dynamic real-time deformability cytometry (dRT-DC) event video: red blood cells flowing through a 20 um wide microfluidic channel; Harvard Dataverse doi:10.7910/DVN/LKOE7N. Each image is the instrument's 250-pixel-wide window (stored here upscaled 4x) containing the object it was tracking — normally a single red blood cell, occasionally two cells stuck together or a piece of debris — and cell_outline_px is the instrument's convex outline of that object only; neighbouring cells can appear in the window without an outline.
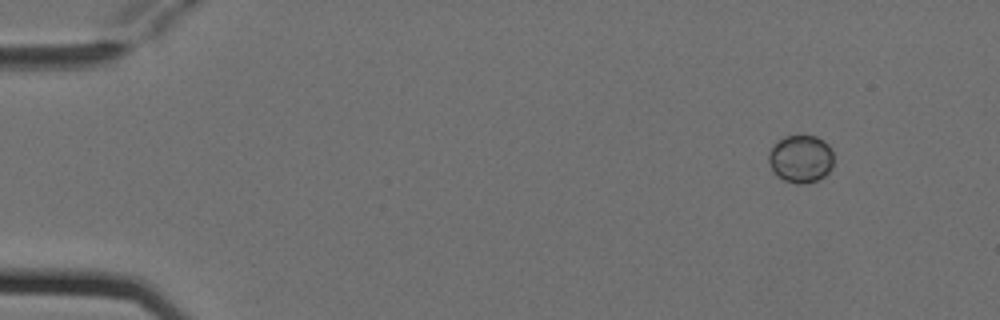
{"species": "Egyptian fruit bat (a non-hibernating species)", "species_latin": "Rousettus aegyptiacus", "temperature_condition": "cold", "stored_images_in_passage": 4, "camera_frame_rate_fps": 3000, "um_per_image_px": 0.085, "animal": {"sex": "female"}, "frame": {"image": 1, "passage_image": 1, "time_ms": 0.0, "image_size_px": [1000, 320], "cell_outline_px": [[832, 168], [824, 176], [816, 180], [804, 184], [796, 184], [784, 180], [772, 168], [768, 160], [768, 152], [784, 136], [816, 136], [824, 140], [828, 144], [832, 152]], "centroid_in_image_um": [68.09, 13.5], "position_along_channel_um": 16.9, "area_um2": 17.8}}
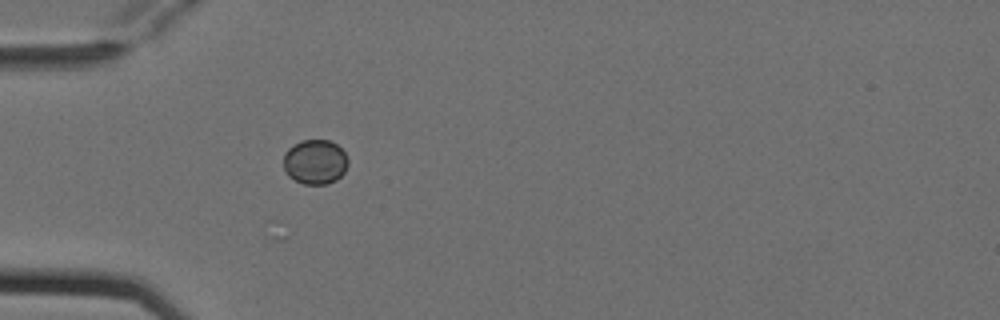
{"frame": {"image": 2, "passage_image": 4, "time_ms": 1.0, "image_size_px": [1000, 320], "cell_outline_px": [[348, 164], [344, 172], [336, 180], [328, 184], [304, 184], [288, 176], [284, 168], [284, 152], [292, 144], [300, 140], [328, 140], [336, 144], [344, 152], [348, 160]], "centroid_in_image_um": [26.77, 13.75], "position_along_channel_um": 58.2, "area_um2": 16.88}}